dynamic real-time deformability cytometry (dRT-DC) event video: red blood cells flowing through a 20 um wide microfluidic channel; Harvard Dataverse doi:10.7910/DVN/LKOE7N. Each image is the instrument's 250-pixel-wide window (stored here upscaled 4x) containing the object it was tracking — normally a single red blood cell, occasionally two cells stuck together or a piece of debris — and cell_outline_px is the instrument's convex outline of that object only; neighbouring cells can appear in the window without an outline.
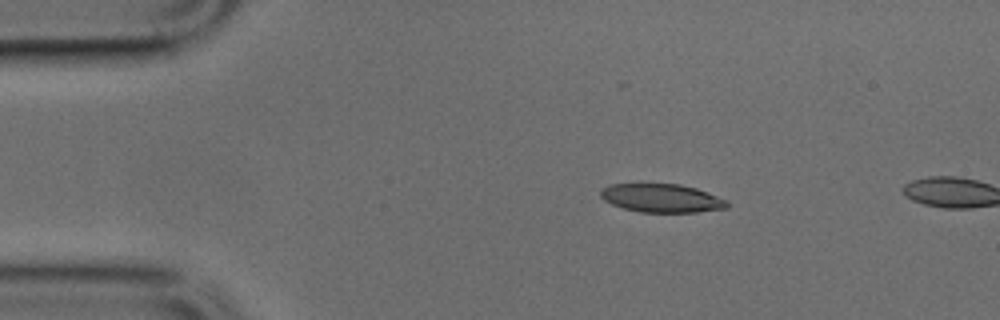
{"species": "common noctule bat (a hibernating species)", "species_latin": "Nyctalus noctula", "temperature_condition": "cold", "stored_images_in_passage": 3, "camera_frame_rate_fps": 3000, "um_per_image_px": 0.085, "animal": {"sex": "male", "body_mass_g": 17.9, "forearm_length_mm": 54.2}, "frame": {"image": 1, "passage_image": 1, "time_ms": 0.0, "image_size_px": [1000, 320], "cell_outline_px": [[728, 208], [696, 212], [640, 212], [624, 208], [612, 204], [604, 200], [600, 196], [600, 188], [608, 184], [680, 184], [696, 188], [728, 200]], "centroid_in_image_um": [56.23, 16.84], "position_along_channel_um": 28.8, "area_um2": 21.04}}